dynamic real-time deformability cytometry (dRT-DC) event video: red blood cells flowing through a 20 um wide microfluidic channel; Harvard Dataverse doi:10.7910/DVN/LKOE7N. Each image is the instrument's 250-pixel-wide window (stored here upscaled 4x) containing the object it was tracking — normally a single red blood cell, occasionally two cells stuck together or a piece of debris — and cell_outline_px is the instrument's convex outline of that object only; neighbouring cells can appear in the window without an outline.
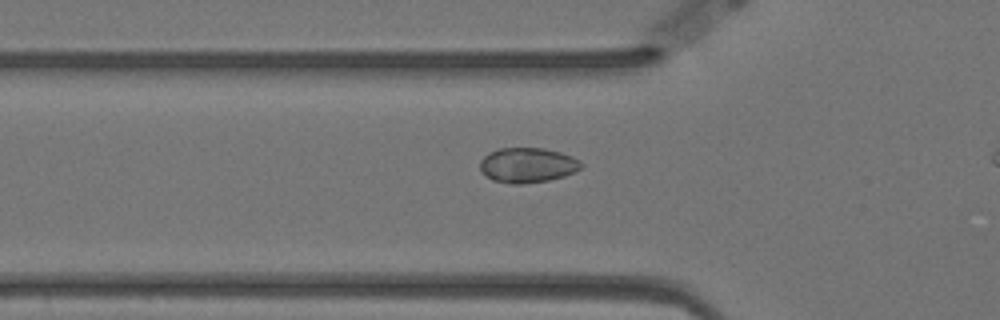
{"species": "Egyptian fruit bat (a non-hibernating species)", "species_latin": "Rousettus aegyptiacus", "temperature_condition": "warm", "stored_images_in_passage": 37, "camera_frame_rate_fps": 3000, "um_per_image_px": 0.085, "animal": {"sex": "female"}, "frame": {"image": 1, "passage_image": 9, "time_ms": 2.667, "image_size_px": [1000, 320], "cell_outline_px": [[584, 164], [576, 172], [564, 176], [548, 180], [520, 184], [512, 184], [492, 180], [480, 172], [480, 160], [488, 152], [500, 148], [544, 148], [560, 152], [572, 156], [580, 160]], "centroid_in_image_um": [44.83, 14.03], "position_along_channel_um": 81.0, "area_um2": 20.81}}
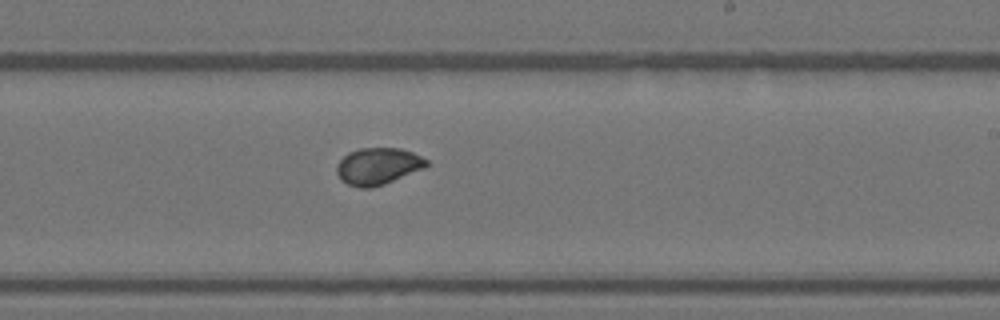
{"frame": {"image": 2, "passage_image": 24, "time_ms": 7.667, "image_size_px": [1000, 320], "cell_outline_px": [[428, 164], [424, 168], [384, 184], [372, 188], [360, 188], [348, 184], [340, 180], [336, 172], [336, 164], [348, 152], [360, 148], [400, 148], [412, 152], [428, 160]], "centroid_in_image_um": [32.09, 14.13], "position_along_channel_um": 256.9, "area_um2": 19.31}}
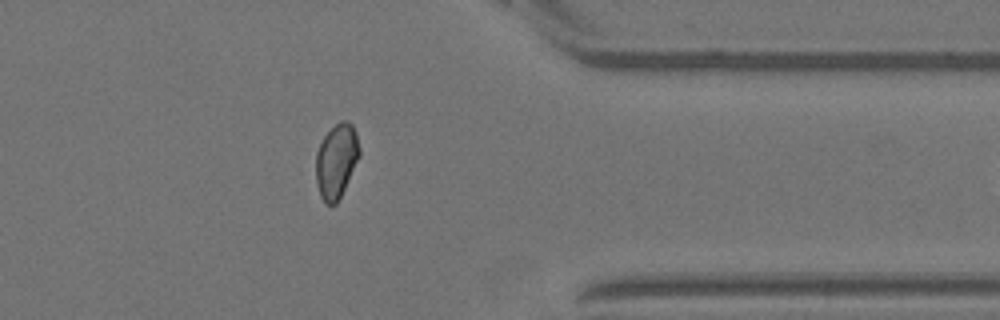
{"frame": {"image": 3, "passage_image": 36, "time_ms": 11.667, "image_size_px": [1000, 320], "cell_outline_px": [[360, 156], [336, 204], [324, 204], [320, 196], [316, 184], [316, 152], [324, 136], [340, 120], [348, 120], [352, 124], [356, 132], [360, 148]], "centroid_in_image_um": [28.59, 13.67], "position_along_channel_um": 382.8, "area_um2": 18.84}}